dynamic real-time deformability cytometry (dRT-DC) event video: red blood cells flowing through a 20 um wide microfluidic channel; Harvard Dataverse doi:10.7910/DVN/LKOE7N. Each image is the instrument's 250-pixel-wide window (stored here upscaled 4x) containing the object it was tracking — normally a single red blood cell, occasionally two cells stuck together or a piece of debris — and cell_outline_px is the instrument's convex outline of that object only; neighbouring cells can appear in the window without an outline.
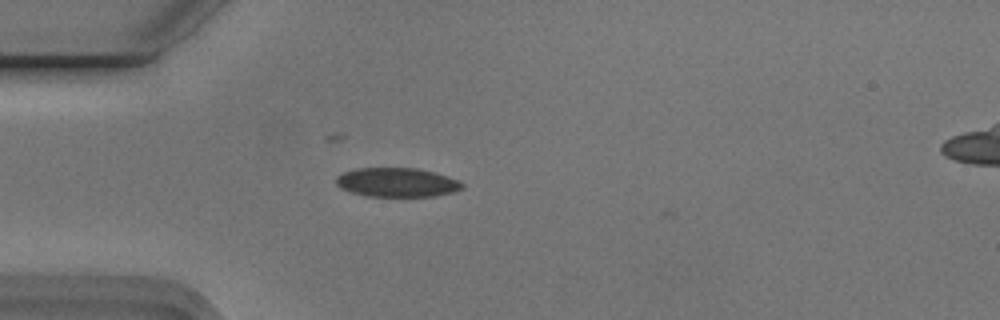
{"species": "Egyptian fruit bat (a non-hibernating species)", "species_latin": "Rousettus aegyptiacus", "temperature_condition": "cold", "stored_images_in_passage": 2, "camera_frame_rate_fps": 3000, "um_per_image_px": 0.085, "animal": {"sex": "male"}, "frame": {"image": 1, "passage_image": 1, "time_ms": 0.0, "image_size_px": [1000, 320], "cell_outline_px": [[464, 188], [452, 192], [436, 196], [364, 196], [340, 188], [336, 184], [336, 176], [344, 172], [356, 168], [416, 168], [436, 172], [448, 176], [464, 184]], "centroid_in_image_um": [33.73, 15.5], "position_along_channel_um": 51.3, "area_um2": 21.44}}